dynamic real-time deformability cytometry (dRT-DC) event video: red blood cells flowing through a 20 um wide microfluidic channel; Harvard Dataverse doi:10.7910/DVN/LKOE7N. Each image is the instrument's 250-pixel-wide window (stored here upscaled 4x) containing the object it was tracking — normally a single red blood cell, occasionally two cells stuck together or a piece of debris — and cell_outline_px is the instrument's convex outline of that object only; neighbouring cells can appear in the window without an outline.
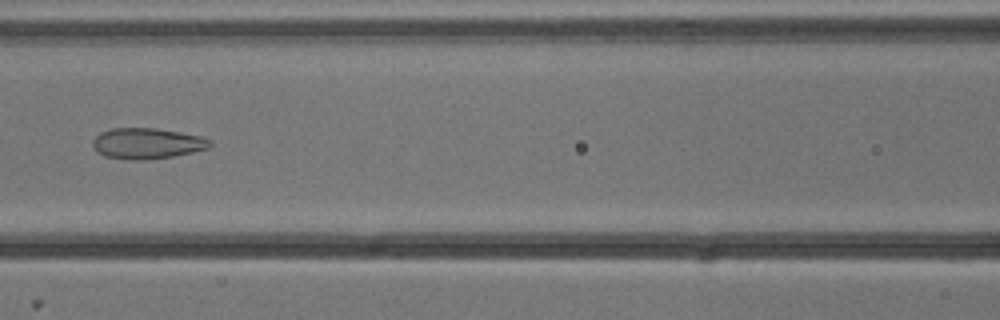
{"species": "common noctule bat (a hibernating species)", "species_latin": "Nyctalus noctula", "temperature_condition": "cold", "stored_images_in_passage": 7, "camera_frame_rate_fps": 3000, "um_per_image_px": 0.085, "animal": {"sex": "male", "body_mass_g": 13.3}, "frame": {"image": 1, "passage_image": 4, "time_ms": 1.0, "image_size_px": [1000, 320], "cell_outline_px": [[212, 144], [208, 148], [192, 152], [172, 156], [144, 160], [132, 160], [104, 156], [92, 144], [92, 140], [100, 132], [112, 128], [156, 128], [180, 132], [200, 136], [212, 140]], "centroid_in_image_um": [12.51, 12.18], "position_along_channel_um": 154.1, "area_um2": 20.92}}
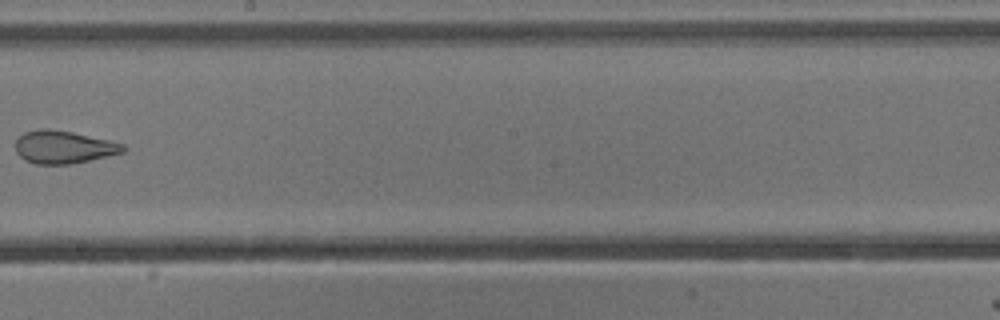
{"frame": {"image": 2, "passage_image": 6, "time_ms": 1.667, "image_size_px": [1000, 320], "cell_outline_px": [[128, 148], [124, 152], [72, 164], [36, 164], [24, 160], [16, 152], [16, 140], [24, 132], [40, 128], [48, 128], [72, 132], [108, 140], [124, 144]], "centroid_in_image_um": [5.4, 12.5], "position_along_channel_um": 242.8, "area_um2": 20.58}}
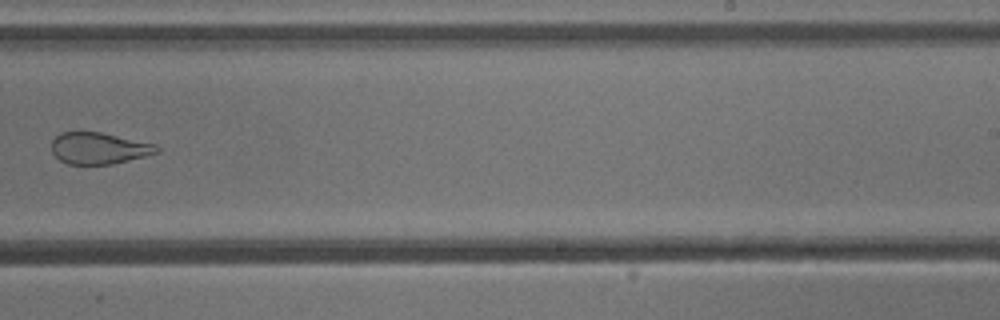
{"frame": {"image": 3, "passage_image": 7, "time_ms": 2.0, "image_size_px": [1000, 320], "cell_outline_px": [[160, 152], [112, 164], [68, 164], [60, 160], [52, 152], [52, 140], [60, 132], [100, 132], [156, 144], [160, 148]], "centroid_in_image_um": [8.41, 12.6], "position_along_channel_um": 280.6, "area_um2": 19.25}}